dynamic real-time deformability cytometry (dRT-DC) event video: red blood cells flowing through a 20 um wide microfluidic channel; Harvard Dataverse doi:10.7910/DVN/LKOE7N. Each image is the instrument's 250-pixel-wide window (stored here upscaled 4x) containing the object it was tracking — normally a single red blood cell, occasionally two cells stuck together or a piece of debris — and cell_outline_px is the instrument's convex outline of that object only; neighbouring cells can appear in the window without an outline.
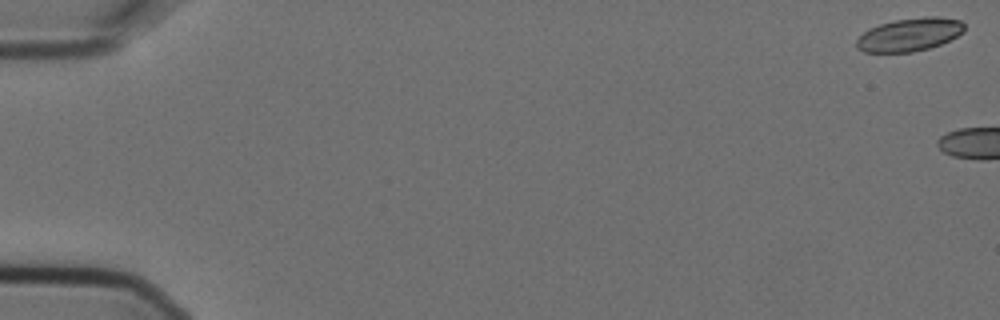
{"species": "Egyptian fruit bat (a non-hibernating species)", "species_latin": "Rousettus aegyptiacus", "temperature_condition": "cold", "stored_images_in_passage": 7, "camera_frame_rate_fps": 3000, "um_per_image_px": 0.085, "animal": {"sex": "female"}, "frame": {"image": 1, "passage_image": 1, "time_ms": 0.0, "image_size_px": [1000, 320], "cell_outline_px": [[964, 32], [940, 44], [928, 48], [912, 52], [864, 52], [856, 48], [856, 40], [864, 32], [880, 24], [896, 20], [924, 16], [940, 16], [960, 20], [964, 24]], "centroid_in_image_um": [77.32, 2.93], "position_along_channel_um": 7.7, "area_um2": 20.69}}
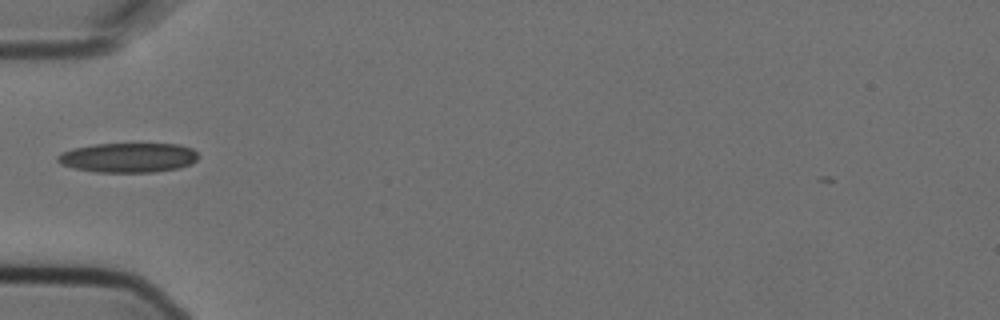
{"frame": {"image": 2, "passage_image": 7, "time_ms": 2.0, "image_size_px": [1000, 320], "cell_outline_px": [[200, 156], [192, 164], [180, 168], [156, 172], [96, 172], [72, 168], [60, 164], [56, 160], [56, 156], [60, 152], [72, 148], [96, 144], [180, 144], [192, 148]], "centroid_in_image_um": [10.89, 13.4], "position_along_channel_um": 74.1, "area_um2": 24.62}}